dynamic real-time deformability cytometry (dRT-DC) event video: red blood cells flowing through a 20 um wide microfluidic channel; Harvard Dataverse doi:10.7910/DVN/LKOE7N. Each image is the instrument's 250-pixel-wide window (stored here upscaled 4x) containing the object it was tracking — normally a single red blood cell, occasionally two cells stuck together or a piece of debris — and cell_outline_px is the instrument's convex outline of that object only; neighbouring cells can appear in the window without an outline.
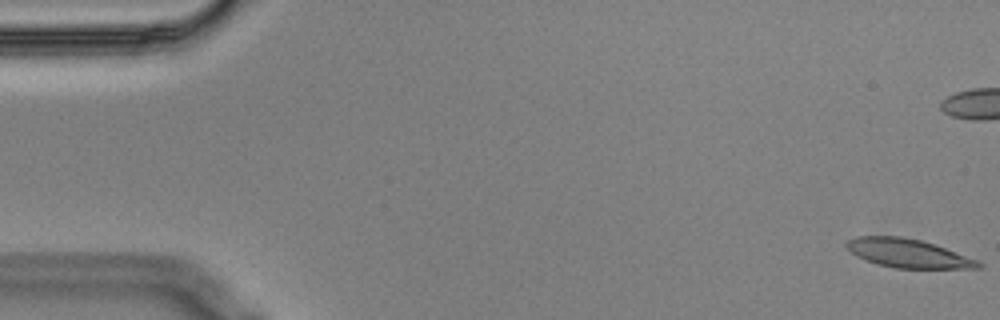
{"species": "Egyptian fruit bat (a non-hibernating species)", "species_latin": "Rousettus aegyptiacus", "temperature_condition": "cold", "stored_images_in_passage": 58, "camera_frame_rate_fps": 3000, "um_per_image_px": 0.085, "animal": {"sex": "male"}, "frame": {"image": 1, "passage_image": 1, "time_ms": 0.0, "image_size_px": [1000, 320], "cell_outline_px": [[984, 268], [896, 268], [876, 264], [864, 260], [856, 256], [844, 244], [848, 240], [856, 236], [900, 236], [920, 240], [980, 260], [984, 264]], "centroid_in_image_um": [77.19, 21.54], "position_along_channel_um": 7.8, "area_um2": 22.02}}
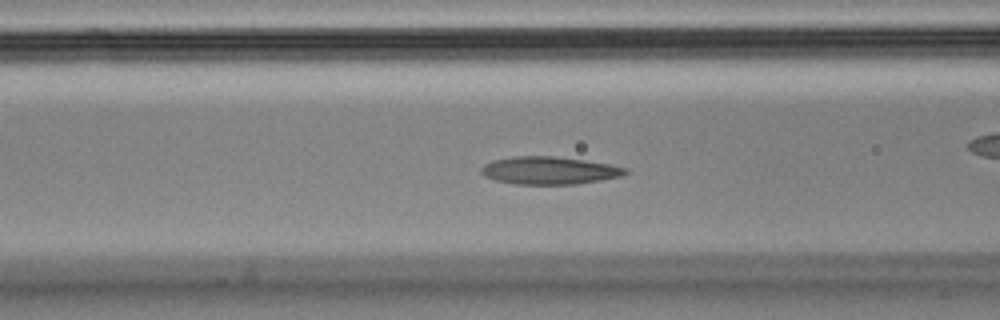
{"frame": {"image": 2, "passage_image": 22, "time_ms": 7.0, "image_size_px": [1000, 320], "cell_outline_px": [[628, 172], [620, 176], [600, 180], [576, 184], [516, 184], [496, 180], [484, 176], [480, 172], [480, 168], [484, 164], [492, 160], [512, 156], [556, 156], [612, 164], [628, 168]], "centroid_in_image_um": [46.67, 14.48], "position_along_channel_um": 119.9, "area_um2": 23.35}}
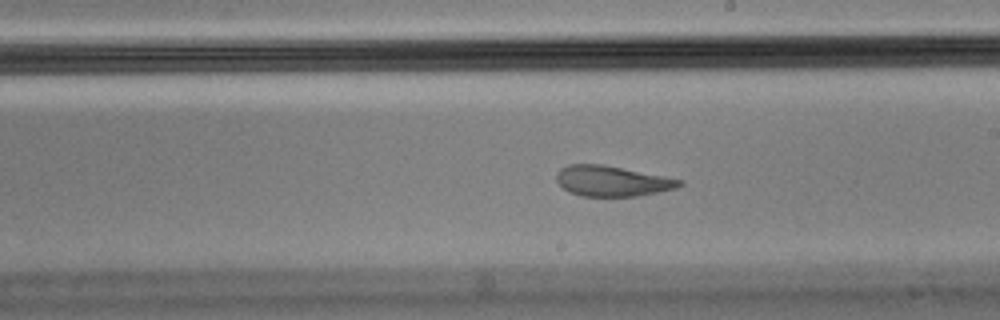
{"frame": {"image": 3, "passage_image": 32, "time_ms": 10.333, "image_size_px": [1000, 320], "cell_outline_px": [[684, 184], [676, 188], [636, 196], [580, 196], [568, 192], [556, 180], [556, 172], [560, 168], [568, 164], [604, 164], [684, 180]], "centroid_in_image_um": [52.0, 15.38], "position_along_channel_um": 237.0, "area_um2": 21.91}, "authors_computed_cell_mechanics": {"area_um2": 23.698, "velocity_mm_per_s": 3.5123, "shape_relaxation_time_tau1_ms": null, "shape_relaxation_time_tau2_ms": 2.0492, "deformation_change_tau1": null, "deformation_change_tau2": 0.0904}}